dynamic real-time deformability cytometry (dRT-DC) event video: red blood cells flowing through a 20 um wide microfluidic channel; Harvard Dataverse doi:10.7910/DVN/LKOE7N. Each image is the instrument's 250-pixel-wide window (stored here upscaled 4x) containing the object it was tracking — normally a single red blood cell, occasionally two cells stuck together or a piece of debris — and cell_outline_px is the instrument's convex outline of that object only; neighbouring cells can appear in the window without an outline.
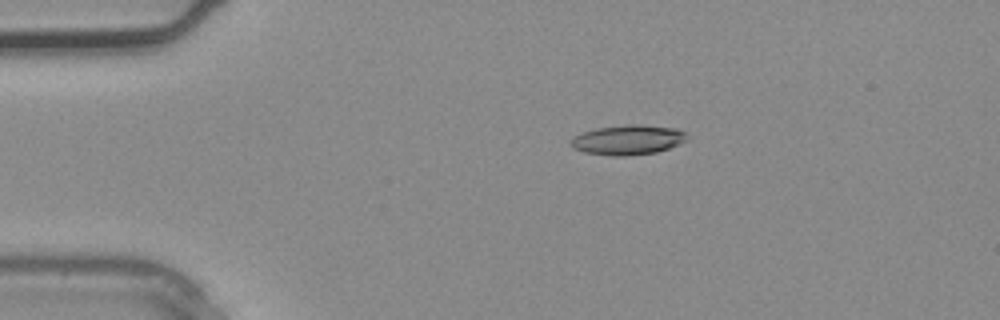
{"species": "common noctule bat (a hibernating species)", "species_latin": "Nyctalus noctula", "temperature_condition": "warm", "stored_images_in_passage": 4, "segment_of_instrument_passage": [1, 2], "camera_frame_rate_fps": 3000, "um_per_image_px": 0.085, "animal": {"sex": "male", "body_mass_g": 20.4}, "frame": {"image": 1, "passage_image": 2, "time_ms": 0.333, "image_size_px": [1000, 320], "cell_outline_px": [[688, 140], [668, 148], [656, 152], [624, 156], [612, 156], [584, 152], [572, 148], [572, 136], [596, 128], [628, 124], [640, 124], [676, 128], [684, 132], [688, 136]], "centroid_in_image_um": [53.38, 11.88], "position_along_channel_um": 31.6, "area_um2": 20.17}}